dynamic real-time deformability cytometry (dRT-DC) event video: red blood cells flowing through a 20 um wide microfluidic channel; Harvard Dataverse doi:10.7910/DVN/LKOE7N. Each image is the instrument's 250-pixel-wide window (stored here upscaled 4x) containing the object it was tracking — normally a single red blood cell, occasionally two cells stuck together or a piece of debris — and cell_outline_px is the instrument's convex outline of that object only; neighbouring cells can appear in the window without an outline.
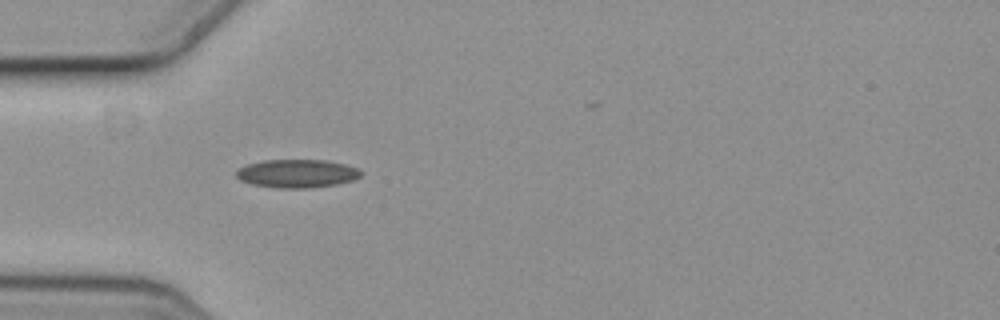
{"species": "common noctule bat (a hibernating species)", "species_latin": "Nyctalus noctula", "temperature_condition": "cold", "stored_images_in_passage": 6, "camera_frame_rate_fps": 3000, "um_per_image_px": 0.085, "animal": {"sex": "female", "body_mass_g": 19.3, "forearm_length_mm": 54.1}, "frame": {"image": 1, "passage_image": 5, "time_ms": 1.333, "image_size_px": [1000, 320], "cell_outline_px": [[364, 172], [360, 176], [352, 180], [336, 184], [308, 188], [280, 188], [252, 184], [240, 180], [236, 176], [236, 172], [240, 168], [248, 164], [264, 160], [324, 160], [344, 164], [360, 168]], "centroid_in_image_um": [25.27, 14.74], "position_along_channel_um": 59.7, "area_um2": 20.46}}
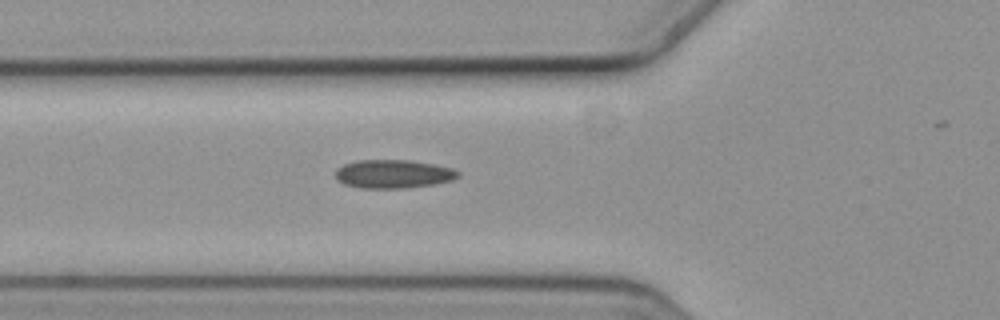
{"frame": {"image": 2, "passage_image": 6, "time_ms": 1.667, "image_size_px": [1000, 320], "cell_outline_px": [[460, 176], [452, 180], [432, 184], [404, 188], [360, 188], [344, 184], [336, 180], [336, 168], [344, 164], [356, 160], [408, 160], [436, 164], [452, 168], [460, 172]], "centroid_in_image_um": [33.41, 14.78], "position_along_channel_um": 92.4, "area_um2": 20.46}}